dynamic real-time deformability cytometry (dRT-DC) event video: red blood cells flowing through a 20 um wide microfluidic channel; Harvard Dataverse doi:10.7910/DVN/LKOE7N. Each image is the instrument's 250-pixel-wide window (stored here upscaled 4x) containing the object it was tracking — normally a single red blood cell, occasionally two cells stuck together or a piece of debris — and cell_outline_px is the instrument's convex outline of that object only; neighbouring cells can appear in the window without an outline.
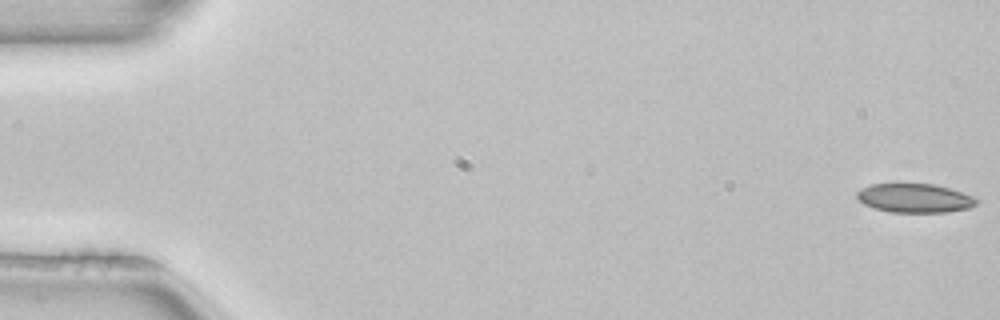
{"species": "common noctule bat (a hibernating species)", "species_latin": "Nyctalus noctula", "temperature_condition": "room temperature", "stored_images_in_passage": 4, "camera_frame_rate_fps": 3000, "um_per_image_px": 0.085, "animal": {"sex": "female", "body_mass_g": 22.7, "forearm_length_mm": 54.2}, "frame": {"image": 1, "passage_image": 1, "time_ms": 0.0, "image_size_px": [1000, 320], "cell_outline_px": [[980, 200], [976, 204], [968, 208], [944, 212], [892, 212], [876, 208], [864, 204], [856, 196], [856, 192], [860, 188], [872, 184], [936, 184], [976, 196]], "centroid_in_image_um": [77.78, 16.83], "position_along_channel_um": 7.2, "area_um2": 20.17}}